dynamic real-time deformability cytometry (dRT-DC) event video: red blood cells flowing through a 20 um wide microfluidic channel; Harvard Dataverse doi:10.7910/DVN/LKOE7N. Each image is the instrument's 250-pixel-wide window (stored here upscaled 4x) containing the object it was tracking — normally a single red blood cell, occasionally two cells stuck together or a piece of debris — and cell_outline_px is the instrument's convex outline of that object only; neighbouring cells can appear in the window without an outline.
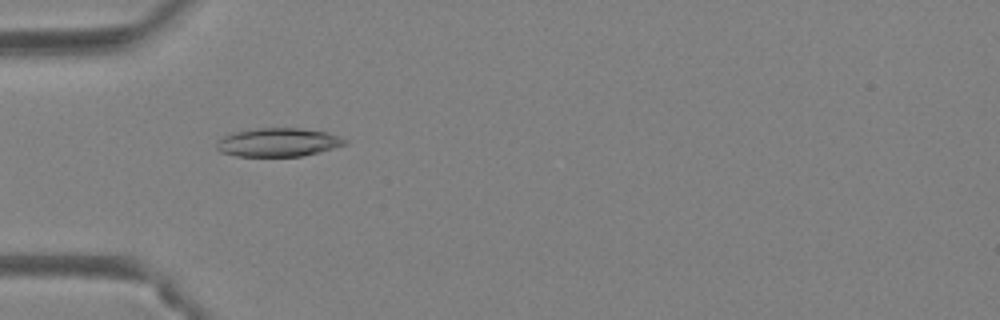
{"species": "Egyptian fruit bat (a non-hibernating species)", "species_latin": "Rousettus aegyptiacus", "temperature_condition": "warm", "stored_images_in_passage": 31, "camera_frame_rate_fps": 3000, "um_per_image_px": 0.085, "animal": {"sex": "female"}, "frame": {"image": 1, "passage_image": 6, "time_ms": 1.667, "image_size_px": [1000, 320], "cell_outline_px": [[348, 144], [300, 156], [236, 156], [220, 152], [216, 148], [216, 144], [224, 136], [232, 132], [256, 128], [300, 128], [324, 132], [340, 136], [348, 140]], "centroid_in_image_um": [23.62, 12.09], "position_along_channel_um": 61.4, "area_um2": 21.21}}
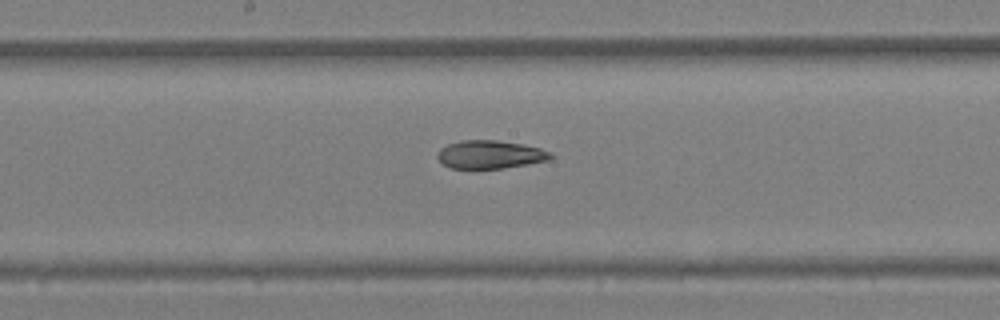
{"frame": {"image": 2, "passage_image": 16, "time_ms": 5.0, "image_size_px": [1000, 320], "cell_outline_px": [[556, 156], [548, 160], [528, 164], [504, 168], [448, 168], [436, 156], [436, 152], [440, 148], [448, 144], [460, 140], [496, 140], [520, 144], [540, 148]], "centroid_in_image_um": [41.63, 13.13], "position_along_channel_um": 206.6, "area_um2": 18.55}}
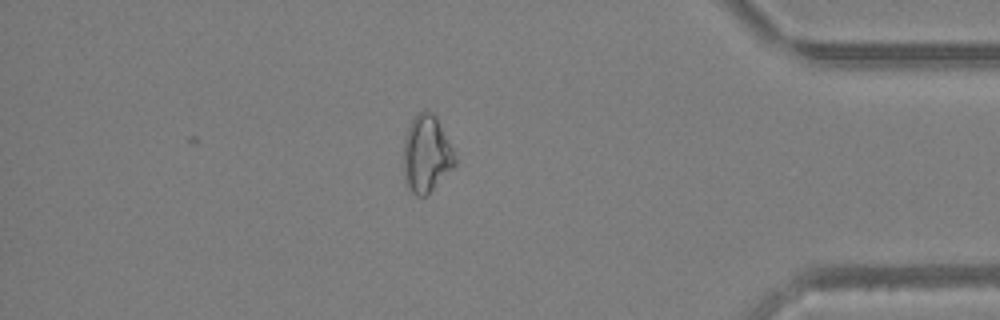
{"frame": {"image": 3, "passage_image": 31, "time_ms": 10.0, "image_size_px": [1000, 320], "cell_outline_px": [[456, 164], [424, 196], [416, 196], [404, 184], [404, 140], [408, 124], [424, 108], [432, 112], [436, 116], [452, 148], [456, 160]], "centroid_in_image_um": [36.22, 13.06], "position_along_channel_um": 399.0, "area_um2": 22.83}, "authors_computed_cell_mechanics": {"area_um2": 19.5364, "velocity_mm_per_s": 4.4635, "shape_relaxation_time_tau1_ms": null, "shape_relaxation_time_tau2_ms": 1.8131, "deformation_change_tau1": null, "deformation_change_tau2": 0.0688}}